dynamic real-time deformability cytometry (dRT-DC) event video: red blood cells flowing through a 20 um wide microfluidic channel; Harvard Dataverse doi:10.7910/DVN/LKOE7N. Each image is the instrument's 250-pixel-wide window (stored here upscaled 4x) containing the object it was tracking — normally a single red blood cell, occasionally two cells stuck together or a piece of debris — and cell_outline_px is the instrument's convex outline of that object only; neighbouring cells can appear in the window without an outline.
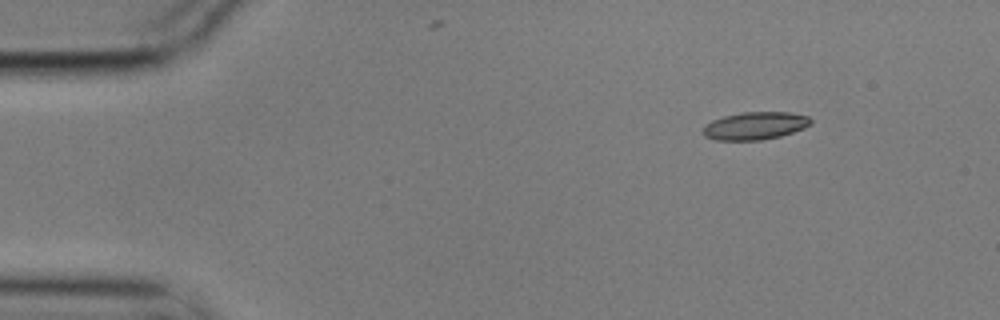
{"species": "common noctule bat (a hibernating species)", "species_latin": "Nyctalus noctula", "temperature_condition": "cold", "stored_images_in_passage": 8, "camera_frame_rate_fps": 3000, "um_per_image_px": 0.085, "animal": {"sex": "male", "body_mass_g": 17.9}, "frame": {"image": 1, "passage_image": 1, "time_ms": 0.0, "image_size_px": [1000, 320], "cell_outline_px": [[812, 124], [804, 128], [780, 136], [760, 140], [716, 140], [704, 136], [704, 124], [712, 120], [724, 116], [744, 112], [788, 112], [808, 116], [812, 120]], "centroid_in_image_um": [64.19, 10.69], "position_along_channel_um": 20.8, "area_um2": 17.34}}
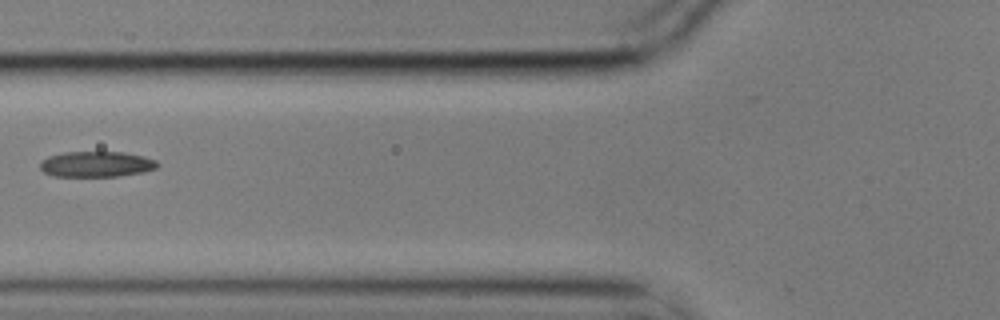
{"frame": {"image": 2, "passage_image": 5, "time_ms": 1.333, "image_size_px": [1000, 320], "cell_outline_px": [[160, 164], [156, 168], [144, 172], [120, 176], [52, 176], [44, 172], [40, 168], [40, 164], [48, 156], [64, 152], [124, 152], [144, 156], [156, 160]], "centroid_in_image_um": [8.23, 13.95], "position_along_channel_um": 117.6, "area_um2": 17.57}}
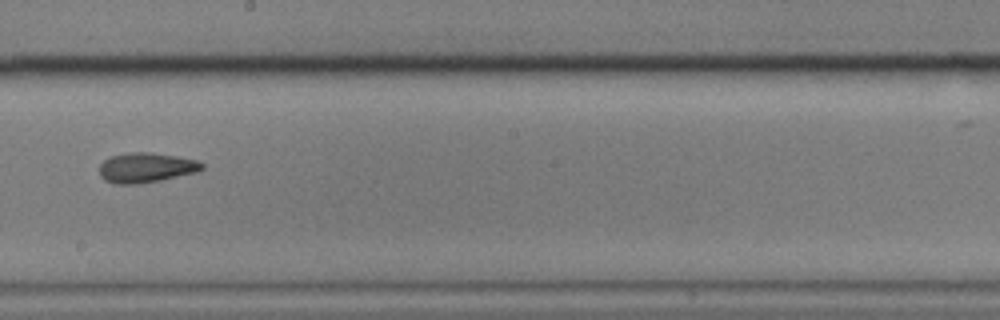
{"frame": {"image": 3, "passage_image": 8, "time_ms": 2.333, "image_size_px": [1000, 320], "cell_outline_px": [[204, 168], [196, 172], [160, 180], [136, 184], [116, 184], [104, 180], [100, 176], [100, 164], [104, 160], [112, 156], [128, 152], [152, 152], [176, 156], [196, 160], [204, 164]], "centroid_in_image_um": [12.4, 14.24], "position_along_channel_um": 235.8, "area_um2": 17.8}}